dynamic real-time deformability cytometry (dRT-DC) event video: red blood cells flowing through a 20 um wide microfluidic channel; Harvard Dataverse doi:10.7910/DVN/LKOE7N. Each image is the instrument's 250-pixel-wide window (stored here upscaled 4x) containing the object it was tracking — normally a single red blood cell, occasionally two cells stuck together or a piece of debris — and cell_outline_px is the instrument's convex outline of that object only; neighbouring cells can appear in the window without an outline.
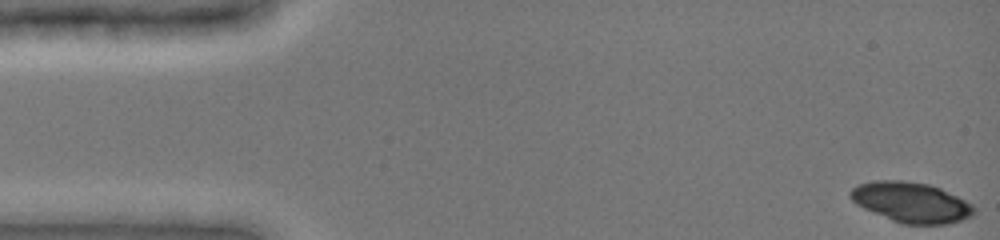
{"species": "common noctule bat (a hibernating species)", "species_latin": "Nyctalus noctula", "temperature_condition": "cold", "stored_images_in_passage": 16, "camera_frame_rate_fps": 3000, "um_per_image_px": 0.085, "animal": {"sex": "female", "body_mass_g": 19.0, "forearm_length_mm": 51.5}, "frame": {"image": 1, "passage_image": 1, "time_ms": 0.0, "image_size_px": [1000, 240], "cell_outline_px": [[976, 212], [972, 216], [948, 224], [900, 224], [864, 208], [856, 204], [848, 196], [848, 192], [852, 188], [860, 184], [872, 180], [900, 180], [928, 184], [940, 188], [972, 204], [976, 208]], "centroid_in_image_um": [77.43, 17.2], "position_along_channel_um": 7.6, "area_um2": 29.02}}
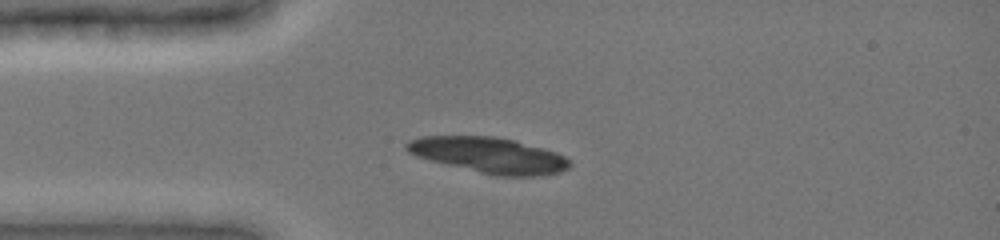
{"frame": {"image": 2, "passage_image": 8, "time_ms": 3.667, "image_size_px": [1000, 240], "cell_outline_px": [[572, 164], [568, 168], [560, 172], [540, 176], [496, 176], [428, 160], [416, 156], [408, 152], [404, 148], [404, 144], [408, 140], [420, 136], [492, 136], [516, 140], [556, 152], [572, 160]], "centroid_in_image_um": [41.56, 13.19], "position_along_channel_um": 43.4, "area_um2": 34.22}}